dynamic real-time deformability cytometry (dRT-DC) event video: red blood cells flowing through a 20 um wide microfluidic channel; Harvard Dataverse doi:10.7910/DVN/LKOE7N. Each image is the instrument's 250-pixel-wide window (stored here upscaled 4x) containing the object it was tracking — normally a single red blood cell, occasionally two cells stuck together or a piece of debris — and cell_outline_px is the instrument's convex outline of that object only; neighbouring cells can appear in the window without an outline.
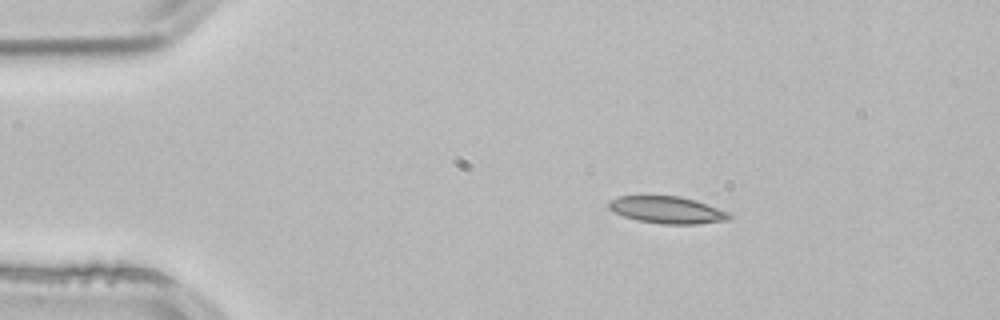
{"species": "common noctule bat (a hibernating species)", "species_latin": "Nyctalus noctula", "temperature_condition": "room temperature", "stored_images_in_passage": 2, "camera_frame_rate_fps": 3000, "um_per_image_px": 0.085, "animal": {"sex": "male", "body_mass_g": 21.5, "forearm_length_mm": 52.0}, "frame": {"image": 1, "passage_image": 1, "time_ms": 0.0, "image_size_px": [1000, 320], "cell_outline_px": [[732, 216], [728, 220], [696, 224], [660, 224], [636, 220], [612, 212], [608, 208], [608, 200], [620, 196], [680, 196], [696, 200], [728, 212]], "centroid_in_image_um": [56.67, 17.84], "position_along_channel_um": 28.3, "area_um2": 19.07}}
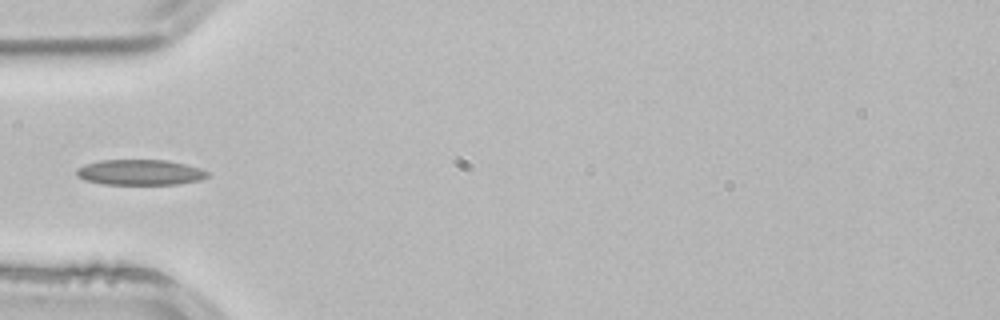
{"frame": {"image": 2, "passage_image": 2, "time_ms": 0.333, "image_size_px": [1000, 320], "cell_outline_px": [[208, 176], [200, 180], [176, 184], [104, 184], [84, 180], [76, 176], [76, 168], [100, 160], [168, 160], [200, 168], [208, 172]], "centroid_in_image_um": [11.89, 14.65], "position_along_channel_um": 73.1, "area_um2": 19.36}}